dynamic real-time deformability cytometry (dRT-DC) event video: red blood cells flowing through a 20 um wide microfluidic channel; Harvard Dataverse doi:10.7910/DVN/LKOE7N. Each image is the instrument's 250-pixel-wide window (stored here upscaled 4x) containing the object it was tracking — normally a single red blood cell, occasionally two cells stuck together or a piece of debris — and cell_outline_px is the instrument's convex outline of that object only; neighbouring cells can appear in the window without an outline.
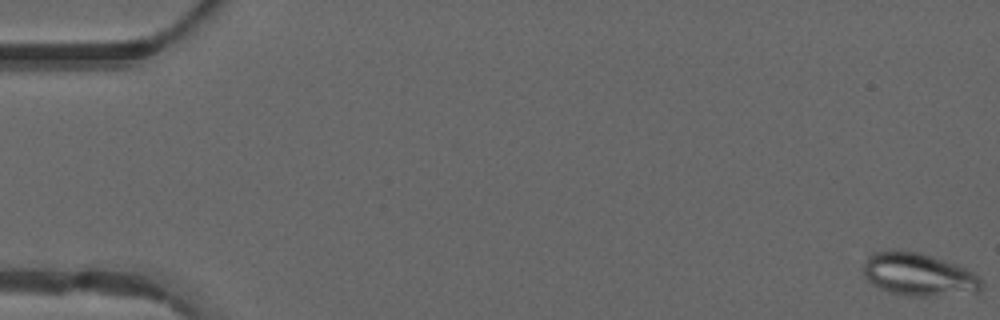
{"species": "common noctule bat (a hibernating species)", "species_latin": "Nyctalus noctula", "temperature_condition": "warm", "stored_images_in_passage": 51, "camera_frame_rate_fps": 3000, "um_per_image_px": 0.085, "animal": {"sex": "male", "forearm_length_mm": 52.5}, "frame": {"image": 1, "passage_image": 1, "time_ms": 0.0, "image_size_px": [1000, 320], "cell_outline_px": [[984, 288], [980, 292], [928, 296], [908, 296], [892, 292], [880, 288], [872, 284], [864, 276], [864, 264], [868, 256], [872, 252], [892, 248], [896, 248], [920, 252], [956, 264], [972, 272], [984, 280]], "centroid_in_image_um": [78.09, 23.31], "position_along_channel_um": 6.9, "area_um2": 29.94}}
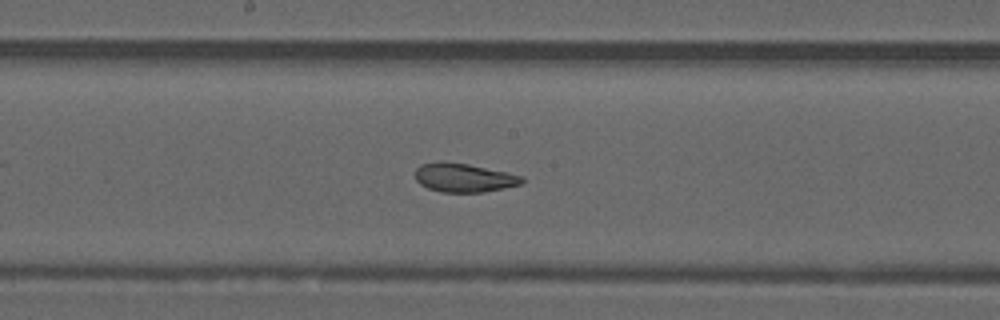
{"frame": {"image": 2, "passage_image": 27, "time_ms": 8.667, "image_size_px": [1000, 320], "cell_outline_px": [[524, 180], [520, 184], [504, 188], [484, 192], [440, 192], [428, 188], [420, 184], [416, 180], [416, 168], [420, 164], [468, 164], [524, 176]], "centroid_in_image_um": [39.47, 15.14], "position_along_channel_um": 208.7, "area_um2": 17.28}}
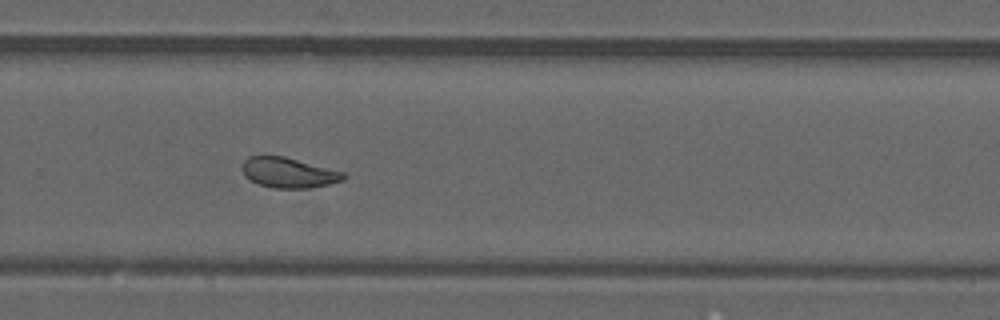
{"frame": {"image": 3, "passage_image": 34, "time_ms": 11.0, "image_size_px": [1000, 320], "cell_outline_px": [[348, 176], [344, 180], [328, 184], [308, 188], [272, 188], [260, 184], [244, 176], [240, 168], [244, 160], [248, 156], [284, 156], [344, 172]], "centroid_in_image_um": [24.52, 14.67], "position_along_channel_um": 305.3, "area_um2": 17.86}, "authors_computed_cell_mechanics": {"area_um2": 19.4786, "velocity_mm_per_s": 4.1568, "shape_relaxation_time_tau1_ms": null, "shape_relaxation_time_tau2_ms": 1.4737, "deformation_change_tau1": null, "deformation_change_tau2": 0.0739}}